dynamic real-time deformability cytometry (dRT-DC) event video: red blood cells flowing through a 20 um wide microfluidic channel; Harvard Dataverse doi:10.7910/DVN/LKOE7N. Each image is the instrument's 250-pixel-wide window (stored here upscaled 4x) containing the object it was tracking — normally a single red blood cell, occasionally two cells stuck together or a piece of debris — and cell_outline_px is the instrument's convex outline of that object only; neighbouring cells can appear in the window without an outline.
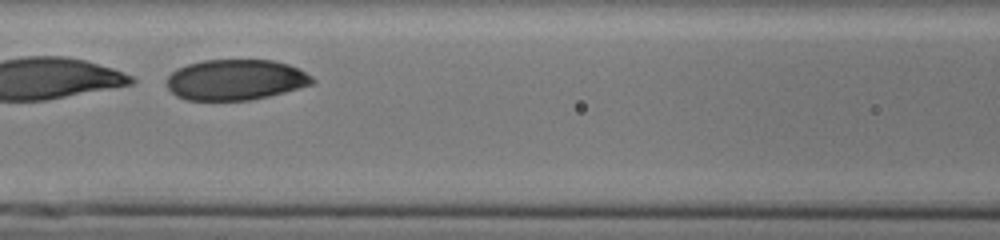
{"species": "human", "species_latin": "Homo sapiens", "temperature_condition": "cold", "stored_images_in_passage": 30, "camera_frame_rate_fps": 3000, "um_per_image_px": 0.085, "donor": {"sex": "male"}, "frame": {"image": 1, "passage_image": 11, "time_ms": 3.333, "image_size_px": [1000, 240], "cell_outline_px": [[316, 80], [312, 84], [284, 92], [268, 96], [248, 100], [184, 100], [176, 96], [168, 88], [164, 80], [176, 68], [188, 64], [204, 60], [272, 60], [288, 64], [312, 76]], "centroid_in_image_um": [19.98, 6.78], "position_along_channel_um": 146.6, "area_um2": 34.51}}
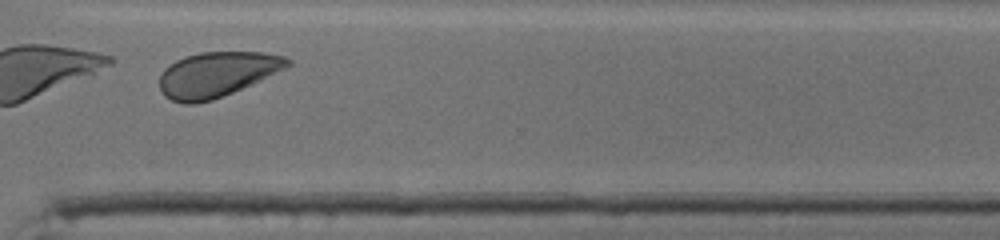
{"frame": {"image": 2, "passage_image": 27, "time_ms": 8.667, "image_size_px": [1000, 240], "cell_outline_px": [[292, 64], [288, 68], [232, 92], [212, 100], [196, 104], [184, 104], [172, 100], [164, 96], [160, 92], [160, 76], [164, 68], [168, 64], [184, 56], [200, 52], [264, 52], [284, 56], [292, 60]], "centroid_in_image_um": [18.43, 6.32], "position_along_channel_um": 352.2, "area_um2": 33.81}}
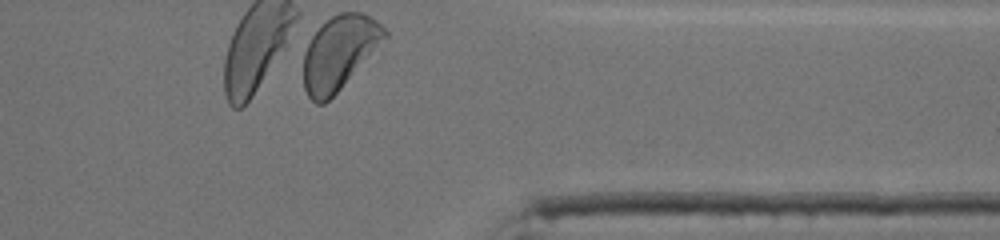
{"frame": {"image": 3, "passage_image": 30, "time_ms": 9.667, "image_size_px": [1000, 240], "cell_outline_px": [[388, 36], [340, 88], [324, 104], [316, 104], [308, 96], [304, 88], [304, 52], [312, 36], [332, 16], [340, 12], [364, 12], [376, 20], [388, 32]], "centroid_in_image_um": [28.84, 4.46], "position_along_channel_um": 382.6, "area_um2": 34.22}, "authors_computed_cell_mechanics": {"area_um2": 35.1713, "velocity_mm_per_s": 3.8414, "shape_relaxation_time_tau1_ms": 0.49, "shape_relaxation_time_tau2_ms": null, "deformation_change_tau1": 0.2695, "deformation_change_tau2": null}}